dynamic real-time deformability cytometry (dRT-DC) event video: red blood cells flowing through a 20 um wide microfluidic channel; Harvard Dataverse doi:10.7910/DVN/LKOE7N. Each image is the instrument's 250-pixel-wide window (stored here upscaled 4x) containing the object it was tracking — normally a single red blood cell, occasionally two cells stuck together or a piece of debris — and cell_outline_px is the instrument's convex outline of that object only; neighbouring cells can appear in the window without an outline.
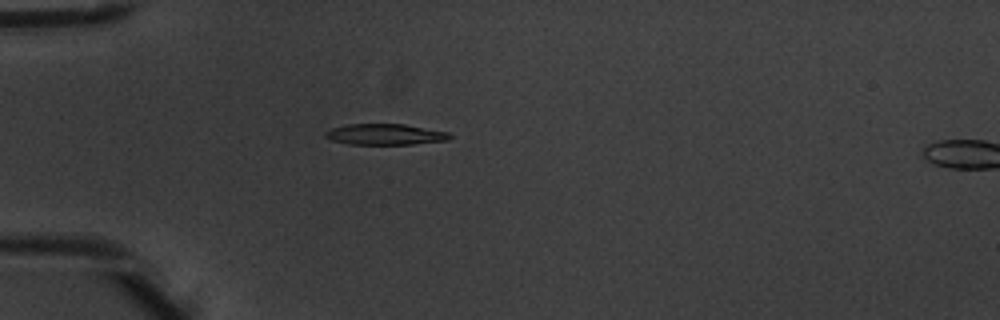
{"species": "common noctule bat (a hibernating species)", "species_latin": "Nyctalus noctula", "temperature_condition": "warm", "stored_images_in_passage": 2, "camera_frame_rate_fps": 3000, "um_per_image_px": 0.085, "animal": {"sex": "male", "body_mass_g": 20.1, "forearm_length_mm": 53.5}, "frame": {"image": 1, "passage_image": 1, "time_ms": 0.0, "image_size_px": [1000, 320], "cell_outline_px": [[452, 136], [448, 140], [412, 144], [348, 144], [332, 140], [324, 136], [324, 132], [332, 128], [344, 124], [404, 124], [448, 132]], "centroid_in_image_um": [32.71, 11.42], "position_along_channel_um": 52.3, "area_um2": 15.14}}